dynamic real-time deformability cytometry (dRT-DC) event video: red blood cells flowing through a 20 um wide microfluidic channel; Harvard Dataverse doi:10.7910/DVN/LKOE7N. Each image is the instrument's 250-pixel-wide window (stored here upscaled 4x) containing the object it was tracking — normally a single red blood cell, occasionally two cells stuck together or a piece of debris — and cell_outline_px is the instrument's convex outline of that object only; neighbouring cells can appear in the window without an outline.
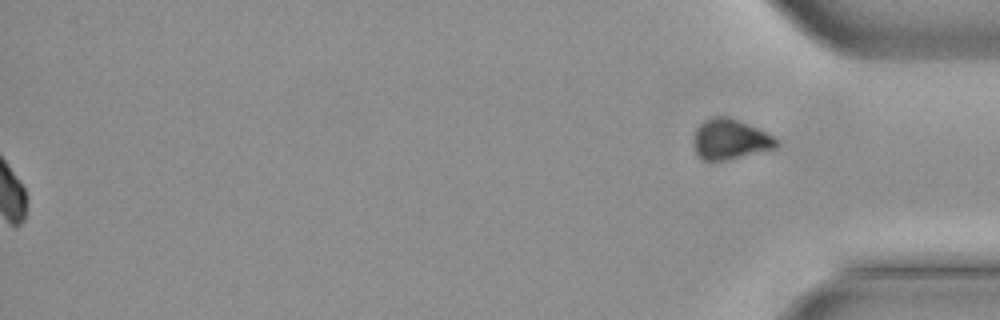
{"species": "common noctule bat (a hibernating species)", "species_latin": "Nyctalus noctula", "temperature_condition": "cold", "stored_images_in_passage": 45, "segment_of_instrument_passage": [2, 2], "camera_frame_rate_fps": 3000, "um_per_image_px": 0.085, "animal": {"sex": "male", "body_mass_g": 21.5, "forearm_length_mm": 52.0}, "frame": {"image": 1, "passage_image": 45, "time_ms": 14.667, "image_size_px": [1000, 320], "cell_outline_px": [[780, 144], [776, 148], [724, 160], [700, 160], [696, 152], [696, 128], [704, 120], [712, 116], [724, 116], [736, 120], [776, 136], [780, 140]], "centroid_in_image_um": [62.11, 11.84], "position_along_channel_um": 373.1, "area_um2": 19.07}}